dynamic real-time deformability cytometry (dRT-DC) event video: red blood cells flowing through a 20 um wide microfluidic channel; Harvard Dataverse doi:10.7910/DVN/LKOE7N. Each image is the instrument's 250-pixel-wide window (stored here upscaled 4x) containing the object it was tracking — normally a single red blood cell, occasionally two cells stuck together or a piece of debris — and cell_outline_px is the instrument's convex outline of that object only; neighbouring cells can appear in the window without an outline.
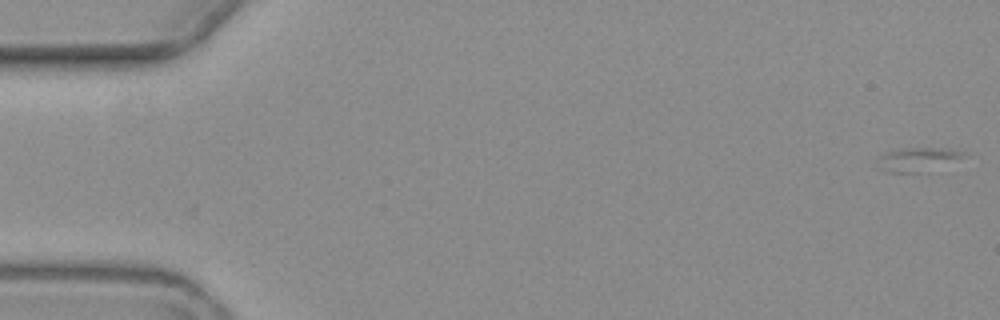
{"species": "common noctule bat (a hibernating species)", "species_latin": "Nyctalus noctula", "temperature_condition": "warm", "stored_images_in_passage": 10, "camera_frame_rate_fps": 3000, "um_per_image_px": 0.085, "animal": {"sex": "female", "body_mass_g": 19.3, "forearm_length_mm": 54.1}, "frame": {"image": 1, "passage_image": 1, "time_ms": 0.0, "image_size_px": [1000, 320], "cell_outline_px": [[964, 152], [960, 156], [916, 172], [884, 172], [876, 168], [876, 164], [880, 156], [884, 152], [908, 148], [944, 148]], "centroid_in_image_um": [77.72, 13.53], "position_along_channel_um": 7.3, "area_um2": 10.92}}
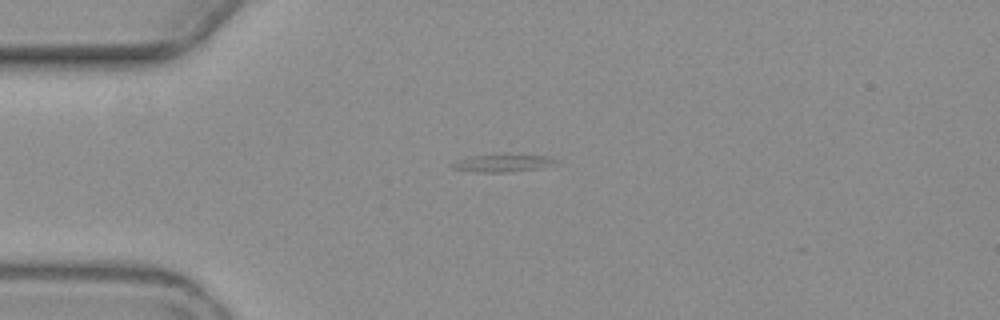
{"frame": {"image": 2, "passage_image": 5, "time_ms": 4.667, "image_size_px": [1000, 320], "cell_outline_px": [[560, 160], [552, 164], [536, 168], [504, 172], [476, 172], [452, 168], [448, 164], [472, 156], [500, 152], [548, 156]], "centroid_in_image_um": [42.71, 13.81], "position_along_channel_um": 42.3, "area_um2": 10.92}}